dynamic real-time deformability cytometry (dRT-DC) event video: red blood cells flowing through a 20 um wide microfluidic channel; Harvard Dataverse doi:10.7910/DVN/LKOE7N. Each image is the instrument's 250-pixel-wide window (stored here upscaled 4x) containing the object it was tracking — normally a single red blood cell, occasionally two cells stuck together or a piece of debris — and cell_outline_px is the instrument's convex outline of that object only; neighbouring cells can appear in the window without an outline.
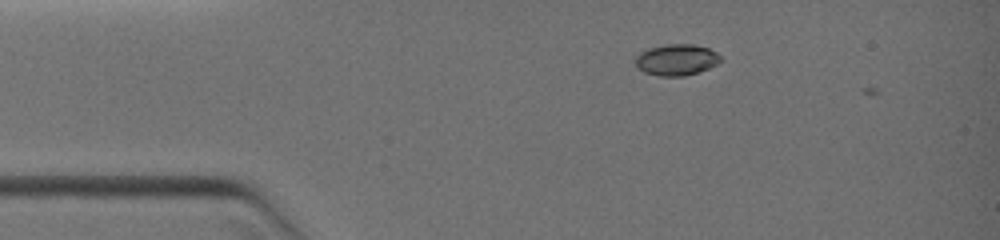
{"species": "common noctule bat (a hibernating species)", "species_latin": "Nyctalus noctula", "temperature_condition": "warm", "stored_images_in_passage": 2, "camera_frame_rate_fps": 3000, "um_per_image_px": 0.085, "animal": {"sex": "female", "body_mass_g": 19.0, "forearm_length_mm": 51.5}, "frame": {"image": 1, "passage_image": 1, "time_ms": 0.0, "image_size_px": [1000, 240], "cell_outline_px": [[720, 60], [716, 64], [708, 68], [684, 76], [660, 76], [644, 72], [636, 68], [636, 56], [640, 52], [648, 48], [664, 44], [692, 44], [708, 48], [716, 52], [720, 56]], "centroid_in_image_um": [57.46, 5.07], "position_along_channel_um": 27.5, "area_um2": 15.43}}